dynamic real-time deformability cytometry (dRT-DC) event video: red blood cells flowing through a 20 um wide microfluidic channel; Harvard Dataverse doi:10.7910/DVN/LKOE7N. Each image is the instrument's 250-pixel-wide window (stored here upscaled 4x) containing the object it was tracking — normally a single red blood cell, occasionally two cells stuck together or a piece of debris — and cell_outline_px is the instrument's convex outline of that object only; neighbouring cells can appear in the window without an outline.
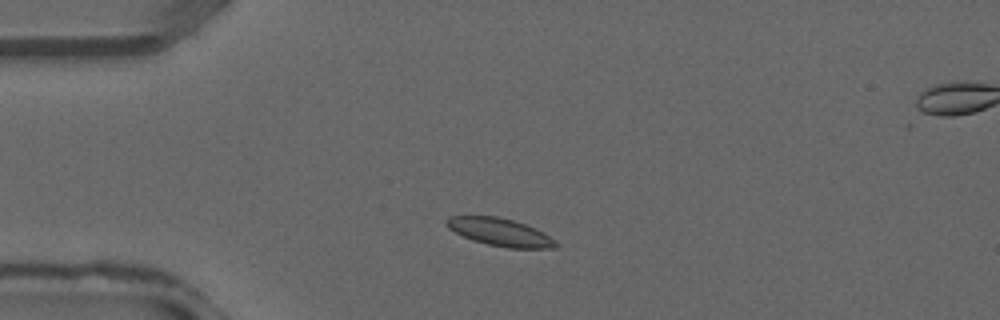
{"species": "common noctule bat (a hibernating species)", "species_latin": "Nyctalus noctula", "temperature_condition": "warm", "stored_images_in_passage": 32, "segment_of_instrument_passage": [1, 2], "camera_frame_rate_fps": 3000, "um_per_image_px": 0.085, "animal": {"sex": "male", "forearm_length_mm": 52.5}, "frame": {"image": 1, "passage_image": 2, "time_ms": 0.333, "image_size_px": [1000, 320], "cell_outline_px": [[560, 244], [556, 248], [508, 248], [488, 244], [472, 240], [448, 228], [444, 224], [444, 220], [448, 216], [496, 216], [512, 220], [524, 224], [544, 232], [556, 240]], "centroid_in_image_um": [42.51, 19.73], "position_along_channel_um": 42.5, "area_um2": 17.69}}
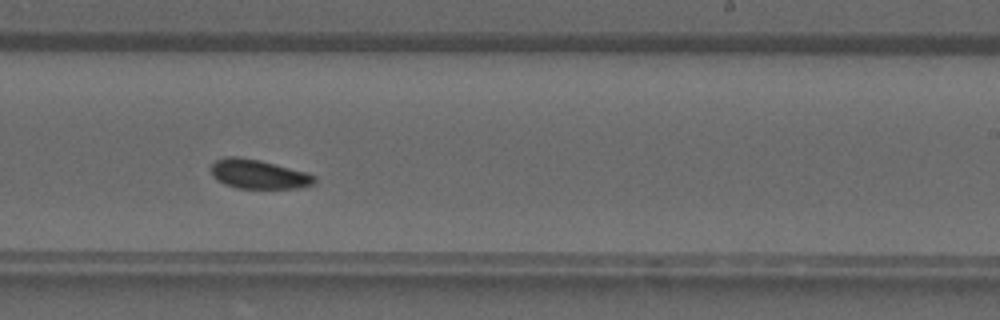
{"frame": {"image": 2, "passage_image": 16, "time_ms": 5.0, "image_size_px": [1000, 320], "cell_outline_px": [[316, 180], [312, 184], [296, 188], [236, 188], [224, 184], [216, 180], [212, 176], [212, 164], [216, 160], [224, 156], [240, 156], [260, 160], [304, 172], [316, 176]], "centroid_in_image_um": [21.91, 14.8], "position_along_channel_um": 267.1, "area_um2": 17.51}}
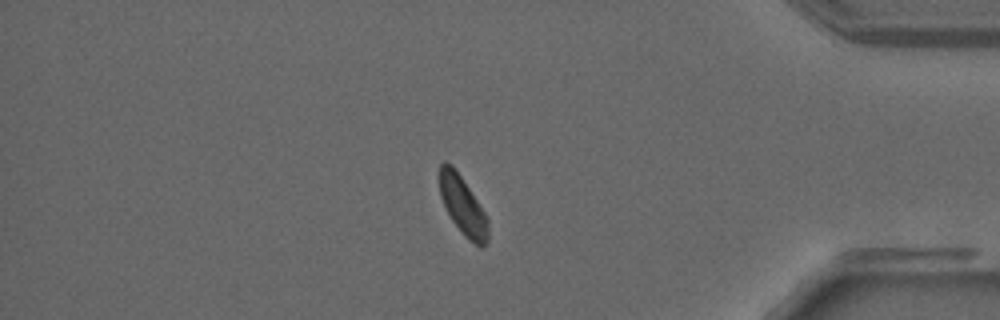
{"frame": {"image": 3, "passage_image": 25, "time_ms": 8.0, "image_size_px": [1000, 320], "cell_outline_px": [[488, 240], [480, 248], [468, 240], [464, 236], [452, 220], [440, 196], [440, 164], [444, 160], [452, 164], [484, 212], [488, 220]], "centroid_in_image_um": [39.33, 17.5], "position_along_channel_um": 395.9, "area_um2": 16.18}}